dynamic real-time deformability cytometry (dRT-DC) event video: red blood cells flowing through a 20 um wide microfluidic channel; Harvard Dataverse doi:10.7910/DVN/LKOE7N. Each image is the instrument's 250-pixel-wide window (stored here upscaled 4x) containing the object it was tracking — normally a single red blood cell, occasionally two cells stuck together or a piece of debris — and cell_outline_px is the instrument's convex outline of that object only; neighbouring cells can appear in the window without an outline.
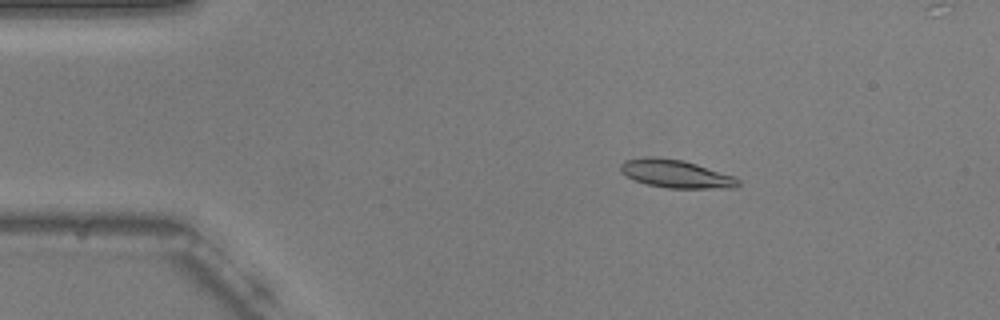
{"species": "common noctule bat (a hibernating species)", "species_latin": "Nyctalus noctula", "temperature_condition": "warm", "stored_images_in_passage": 55, "camera_frame_rate_fps": 3000, "um_per_image_px": 0.085, "animal": {"sex": "male", "body_mass_g": 20.5, "forearm_length_mm": 52.5}, "frame": {"image": 1, "passage_image": 9, "time_ms": 2.667, "image_size_px": [1000, 320], "cell_outline_px": [[740, 184], [736, 188], [668, 188], [648, 184], [636, 180], [620, 172], [620, 164], [624, 160], [644, 156], [652, 156], [684, 160], [736, 176], [740, 180]], "centroid_in_image_um": [57.48, 14.76], "position_along_channel_um": 27.5, "area_um2": 19.42}}
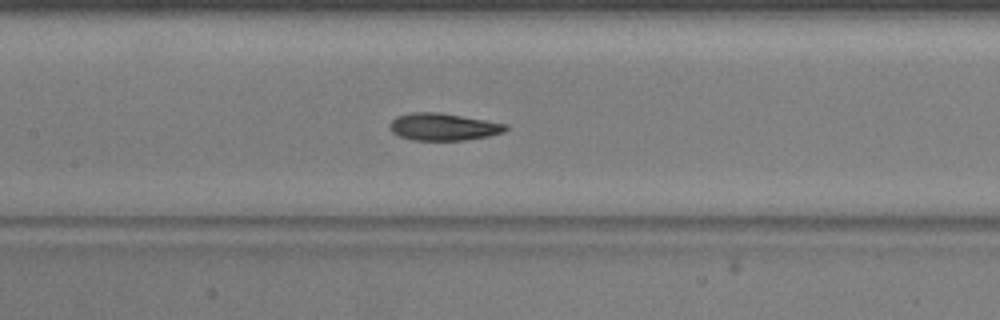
{"frame": {"image": 2, "passage_image": 25, "time_ms": 8.0, "image_size_px": [1000, 320], "cell_outline_px": [[508, 128], [504, 132], [488, 136], [464, 140], [412, 140], [400, 136], [392, 132], [388, 128], [388, 124], [396, 116], [408, 112], [440, 112], [508, 124]], "centroid_in_image_um": [37.65, 10.77], "position_along_channel_um": 169.8, "area_um2": 18.55}}
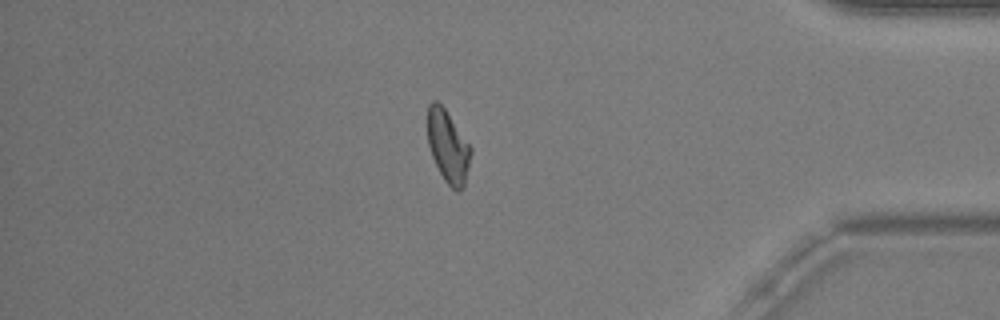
{"frame": {"image": 3, "passage_image": 46, "time_ms": 15.0, "image_size_px": [1000, 320], "cell_outline_px": [[472, 152], [464, 184], [460, 192], [456, 192], [444, 180], [432, 156], [428, 144], [428, 104], [432, 100], [436, 100], [444, 108], [472, 148]], "centroid_in_image_um": [38.08, 12.46], "position_along_channel_um": 397.1, "area_um2": 17.98}, "authors_computed_cell_mechanics": {"area_um2": 18.5538, "velocity_mm_per_s": 3.7272, "shape_relaxation_time_tau1_ms": 5.363, "shape_relaxation_time_tau2_ms": 2.2901, "deformation_change_tau1": 0.1799, "deformation_change_tau2": 0.0781}}